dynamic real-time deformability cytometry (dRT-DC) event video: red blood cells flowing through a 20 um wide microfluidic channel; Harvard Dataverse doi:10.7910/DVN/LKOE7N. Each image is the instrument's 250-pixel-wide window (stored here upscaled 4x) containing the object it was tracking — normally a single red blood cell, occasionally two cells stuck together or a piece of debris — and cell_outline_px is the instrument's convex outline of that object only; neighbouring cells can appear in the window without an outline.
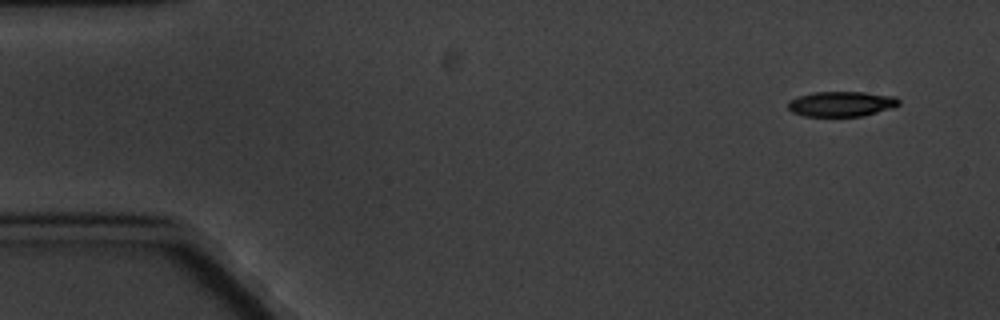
{"species": "common noctule bat (a hibernating species)", "species_latin": "Nyctalus noctula", "temperature_condition": "cold", "stored_images_in_passage": 4, "camera_frame_rate_fps": 3000, "um_per_image_px": 0.085, "animal": {"sex": "male", "body_mass_g": 20.1, "forearm_length_mm": 53.5}, "frame": {"image": 1, "passage_image": 1, "time_ms": 0.0, "image_size_px": [1000, 320], "cell_outline_px": [[900, 104], [892, 108], [864, 116], [804, 116], [792, 112], [788, 108], [788, 100], [812, 92], [864, 92], [896, 96], [900, 100]], "centroid_in_image_um": [71.54, 8.83], "position_along_channel_um": 13.5, "area_um2": 16.36}}
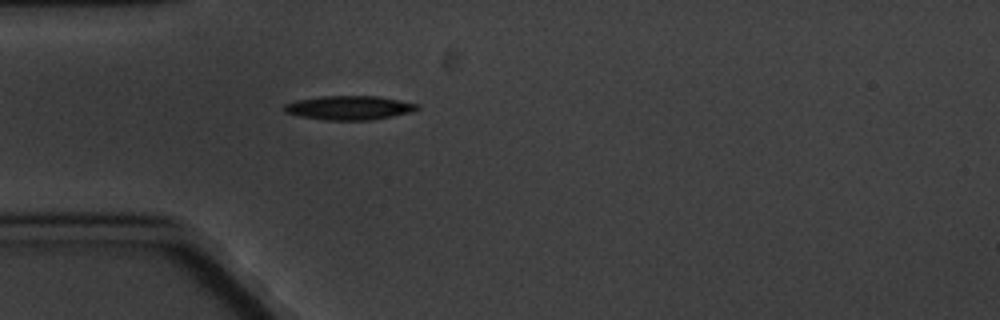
{"frame": {"image": 2, "passage_image": 4, "time_ms": 4.333, "image_size_px": [1000, 320], "cell_outline_px": [[420, 108], [412, 112], [372, 120], [324, 120], [300, 116], [284, 112], [284, 104], [300, 100], [320, 96], [376, 96], [420, 104]], "centroid_in_image_um": [29.71, 9.16], "position_along_channel_um": 55.3, "area_um2": 18.55}}